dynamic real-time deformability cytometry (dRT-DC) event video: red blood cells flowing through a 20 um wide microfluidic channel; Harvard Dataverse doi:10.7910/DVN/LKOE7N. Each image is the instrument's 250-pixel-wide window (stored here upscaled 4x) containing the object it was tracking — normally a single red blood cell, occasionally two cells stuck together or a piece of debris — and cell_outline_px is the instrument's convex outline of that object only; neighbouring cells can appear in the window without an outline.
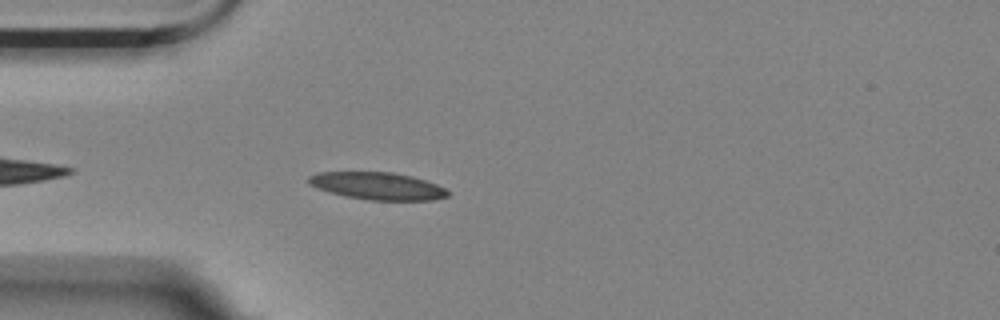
{"species": "Egyptian fruit bat (a non-hibernating species)", "species_latin": "Rousettus aegyptiacus", "temperature_condition": "room temperature", "stored_images_in_passage": 39, "camera_frame_rate_fps": 3000, "um_per_image_px": 0.085, "animal": {"sex": "female"}, "frame": {"image": 1, "passage_image": 4, "time_ms": 1.0, "image_size_px": [1000, 320], "cell_outline_px": [[448, 196], [432, 200], [368, 200], [344, 196], [308, 184], [308, 176], [320, 172], [392, 172], [412, 176], [436, 184], [444, 188], [448, 192]], "centroid_in_image_um": [32.09, 15.8], "position_along_channel_um": 52.9, "area_um2": 21.96}}
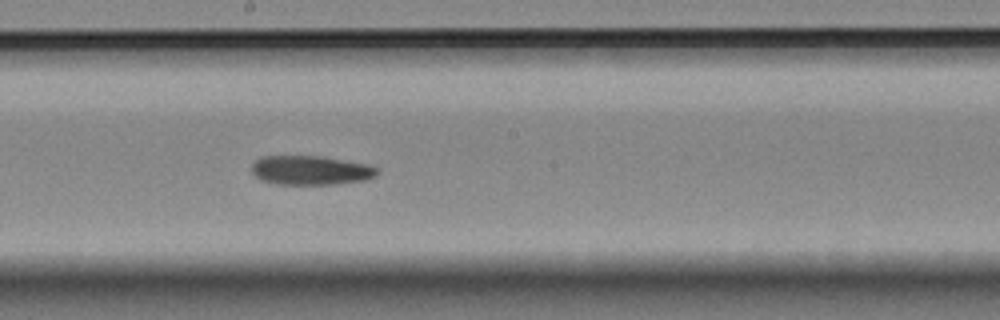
{"frame": {"image": 2, "passage_image": 19, "time_ms": 6.0, "image_size_px": [1000, 320], "cell_outline_px": [[380, 172], [376, 176], [368, 180], [336, 184], [276, 184], [260, 180], [252, 172], [252, 164], [260, 156], [320, 156], [368, 164], [376, 168]], "centroid_in_image_um": [26.42, 14.48], "position_along_channel_um": 221.8, "area_um2": 21.5}}
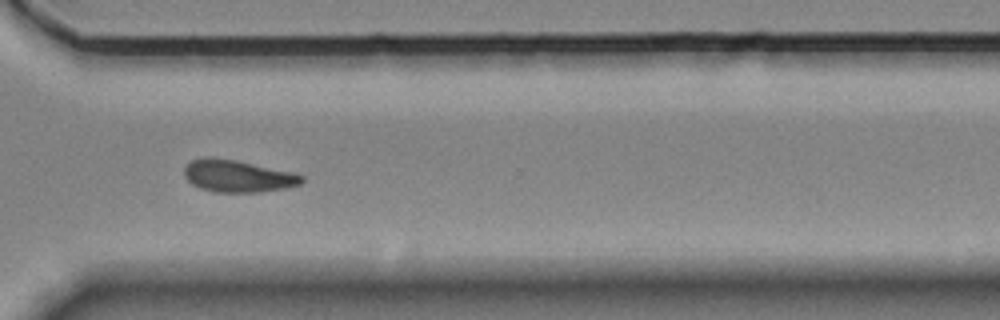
{"frame": {"image": 3, "passage_image": 30, "time_ms": 9.667, "image_size_px": [1000, 320], "cell_outline_px": [[304, 180], [300, 184], [288, 188], [260, 192], [216, 192], [200, 188], [192, 184], [184, 176], [184, 168], [192, 160], [204, 156], [208, 156], [236, 160], [292, 172], [304, 176]], "centroid_in_image_um": [20.21, 14.96], "position_along_channel_um": 350.4, "area_um2": 22.08}, "authors_computed_cell_mechanics": {"area_um2": 21.5016, "velocity_mm_per_s": 3.5051, "shape_relaxation_time_tau1_ms": null, "shape_relaxation_time_tau2_ms": 4.6849, "deformation_change_tau1": null, "deformation_change_tau2": 0.1309}}